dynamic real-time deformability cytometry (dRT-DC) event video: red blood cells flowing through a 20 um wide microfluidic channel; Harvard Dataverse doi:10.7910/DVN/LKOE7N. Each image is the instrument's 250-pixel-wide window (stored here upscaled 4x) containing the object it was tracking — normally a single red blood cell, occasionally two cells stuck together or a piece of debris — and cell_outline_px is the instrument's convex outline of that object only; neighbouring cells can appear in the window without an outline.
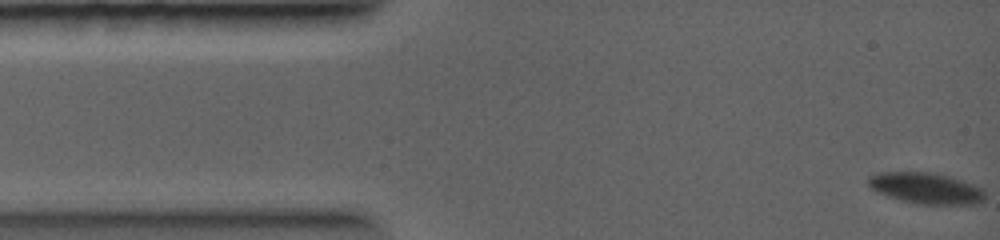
{"species": "common noctule bat (a hibernating species)", "species_latin": "Nyctalus noctula", "temperature_condition": "warm", "stored_images_in_passage": 38, "camera_frame_rate_fps": 5000, "um_per_image_px": 0.085, "animal": {"sex": "female", "body_mass_g": 19.0, "forearm_length_mm": 56.7}, "frame": {"image": 1, "passage_image": 1, "time_ms": 0.0, "image_size_px": [1000, 240], "cell_outline_px": [[984, 200], [976, 204], [916, 204], [900, 200], [876, 192], [868, 184], [868, 176], [876, 172], [928, 172], [948, 176], [972, 184], [980, 188], [984, 192]], "centroid_in_image_um": [78.65, 16.0], "position_along_channel_um": 6.3, "area_um2": 21.04}}
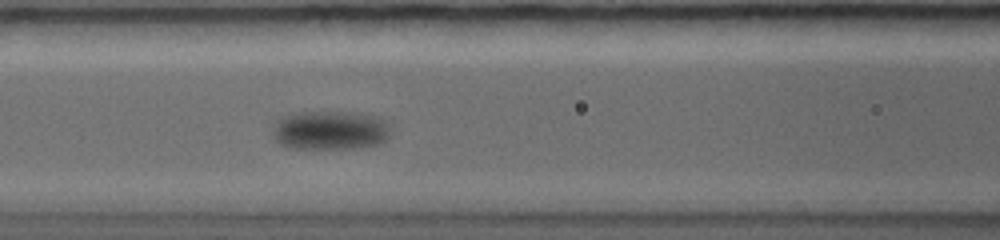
{"frame": {"image": 2, "passage_image": 15, "time_ms": 5.0, "image_size_px": [1000, 240], "cell_outline_px": [[392, 128], [388, 136], [384, 140], [376, 144], [364, 148], [292, 148], [280, 144], [272, 136], [272, 132], [276, 120], [280, 116], [296, 112], [352, 112], [380, 116], [388, 120]], "centroid_in_image_um": [28.09, 11.05], "position_along_channel_um": 138.5, "area_um2": 27.4}}
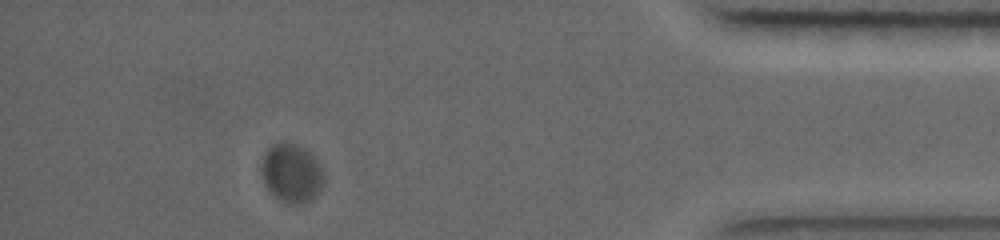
{"frame": {"image": 3, "passage_image": 35, "time_ms": 12.2, "image_size_px": [1000, 240], "cell_outline_px": [[324, 184], [308, 200], [296, 204], [284, 204], [264, 184], [260, 168], [260, 164], [264, 152], [272, 144], [284, 140], [296, 144], [304, 148], [316, 160], [324, 176]], "centroid_in_image_um": [24.72, 14.67], "position_along_channel_um": 410.5, "area_um2": 21.27}}